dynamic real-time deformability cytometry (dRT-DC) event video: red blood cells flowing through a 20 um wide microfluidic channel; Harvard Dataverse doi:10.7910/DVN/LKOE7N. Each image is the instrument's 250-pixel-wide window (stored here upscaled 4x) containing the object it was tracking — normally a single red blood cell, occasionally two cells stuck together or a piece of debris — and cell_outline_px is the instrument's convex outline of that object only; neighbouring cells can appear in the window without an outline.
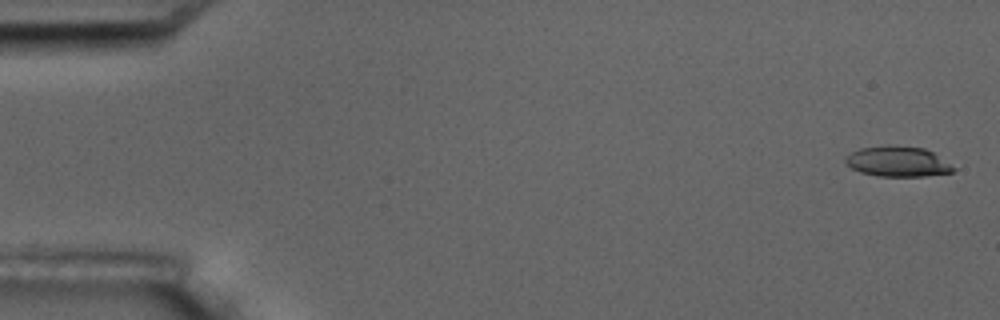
{"species": "common noctule bat (a hibernating species)", "species_latin": "Nyctalus noctula", "temperature_condition": "room temperature", "stored_images_in_passage": 3, "camera_frame_rate_fps": 3000, "um_per_image_px": 0.085, "animal": {"sex": "male", "body_mass_g": 17.5, "forearm_length_mm": 52.3}, "frame": {"image": 1, "passage_image": 1, "time_ms": 0.0, "image_size_px": [1000, 320], "cell_outline_px": [[956, 168], [952, 172], [924, 176], [880, 176], [860, 172], [852, 168], [844, 160], [844, 156], [860, 148], [888, 144], [924, 148], [932, 152]], "centroid_in_image_um": [76.27, 13.71], "position_along_channel_um": 8.7, "area_um2": 19.02}}